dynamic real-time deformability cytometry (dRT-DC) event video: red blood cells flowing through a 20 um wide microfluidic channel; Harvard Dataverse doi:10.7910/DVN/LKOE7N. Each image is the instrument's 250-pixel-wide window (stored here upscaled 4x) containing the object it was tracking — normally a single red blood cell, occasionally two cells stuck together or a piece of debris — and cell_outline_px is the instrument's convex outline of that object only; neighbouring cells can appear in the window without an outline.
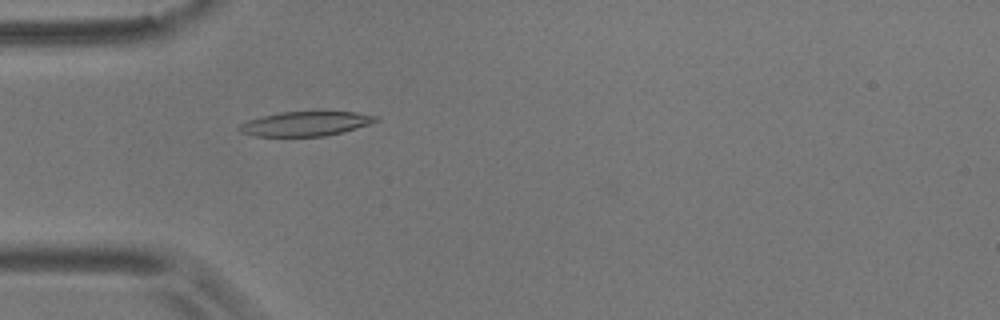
{"species": "common noctule bat (a hibernating species)", "species_latin": "Nyctalus noctula", "temperature_condition": "room temperature", "stored_images_in_passage": 47, "camera_frame_rate_fps": 3000, "um_per_image_px": 0.085, "animal": {"sex": "male", "body_mass_g": 17.9}, "frame": {"image": 1, "passage_image": 8, "time_ms": 2.333, "image_size_px": [1000, 320], "cell_outline_px": [[380, 120], [356, 128], [324, 136], [256, 136], [240, 132], [236, 128], [240, 124], [248, 120], [260, 116], [280, 112], [356, 112], [380, 116]], "centroid_in_image_um": [25.95, 10.51], "position_along_channel_um": 59.0, "area_um2": 19.42}}
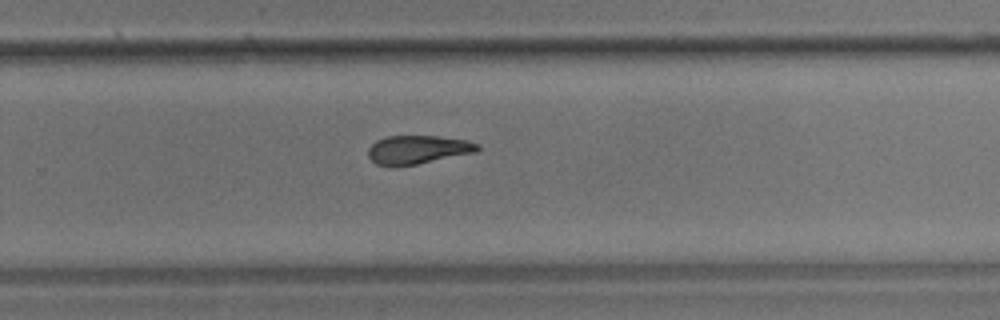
{"frame": {"image": 2, "passage_image": 28, "time_ms": 9.0, "image_size_px": [1000, 320], "cell_outline_px": [[480, 148], [476, 152], [416, 164], [392, 168], [376, 164], [368, 156], [368, 148], [376, 140], [388, 136], [436, 136], [468, 140], [480, 144]], "centroid_in_image_um": [35.49, 12.73], "position_along_channel_um": 294.3, "area_um2": 18.38}}
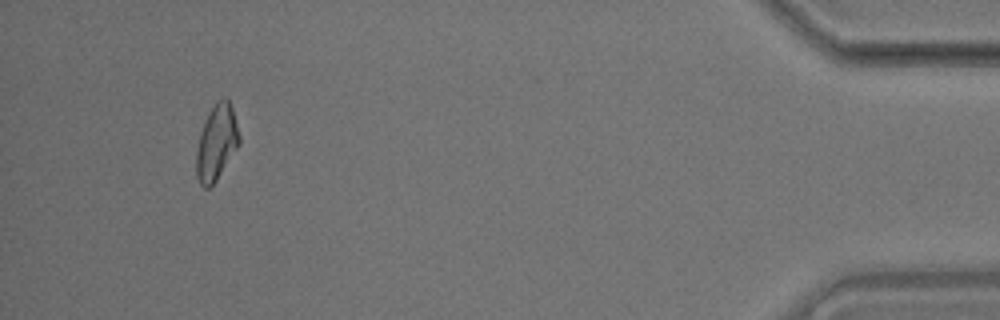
{"frame": {"image": 3, "passage_image": 44, "time_ms": 14.333, "image_size_px": [1000, 320], "cell_outline_px": [[240, 144], [216, 180], [208, 188], [204, 188], [200, 184], [196, 176], [196, 152], [200, 132], [204, 120], [208, 112], [216, 100], [224, 96], [228, 100], [232, 108], [240, 136]], "centroid_in_image_um": [18.39, 12.09], "position_along_channel_um": 416.8, "area_um2": 18.96}, "authors_computed_cell_mechanics": {"area_um2": 18.9006, "velocity_mm_per_s": 3.576, "shape_relaxation_time_tau1_ms": 6.9644, "shape_relaxation_time_tau2_ms": 8.2714, "deformation_change_tau1": 0.1731, "deformation_change_tau2": 0.1945}}